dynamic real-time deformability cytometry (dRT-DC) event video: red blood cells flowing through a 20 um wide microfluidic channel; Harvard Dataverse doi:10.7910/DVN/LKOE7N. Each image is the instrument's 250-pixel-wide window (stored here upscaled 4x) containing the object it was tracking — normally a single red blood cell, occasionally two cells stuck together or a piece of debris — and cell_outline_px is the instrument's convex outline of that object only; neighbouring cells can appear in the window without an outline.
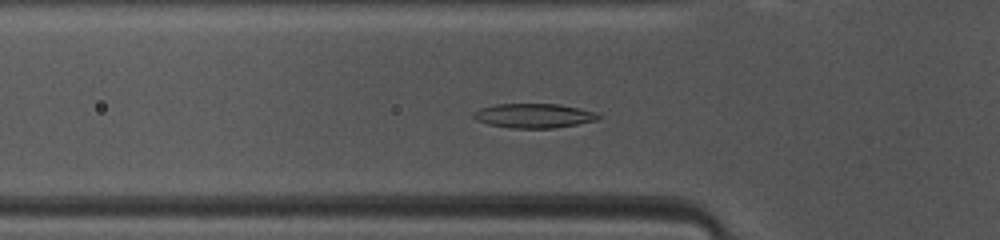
{"species": "common noctule bat (a hibernating species)", "species_latin": "Nyctalus noctula", "temperature_condition": "warm", "stored_images_in_passage": 38, "camera_frame_rate_fps": 3000, "um_per_image_px": 0.085, "animal": {"sex": "female", "body_mass_g": 10.0, "forearm_length_mm": 53.1}, "frame": {"image": 1, "passage_image": 5, "time_ms": 1.333, "image_size_px": [1000, 240], "cell_outline_px": [[600, 116], [596, 120], [576, 124], [552, 128], [512, 128], [488, 124], [476, 120], [472, 116], [472, 112], [480, 108], [496, 104], [560, 104], [596, 112]], "centroid_in_image_um": [45.33, 9.83], "position_along_channel_um": 80.5, "area_um2": 17.63}}
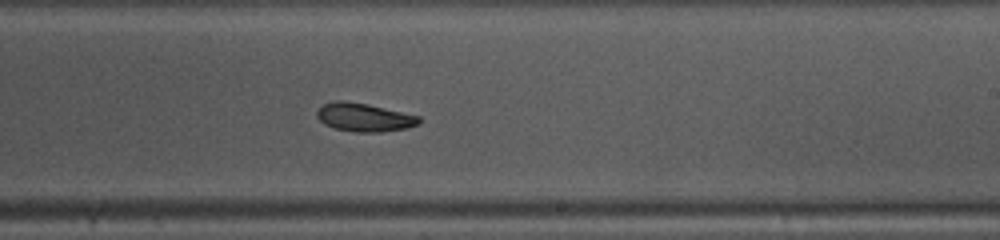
{"frame": {"image": 2, "passage_image": 18, "time_ms": 5.667, "image_size_px": [1000, 240], "cell_outline_px": [[420, 124], [408, 128], [380, 132], [352, 132], [336, 128], [324, 124], [316, 116], [316, 112], [324, 104], [332, 100], [340, 100], [368, 104], [420, 116]], "centroid_in_image_um": [30.96, 9.97], "position_along_channel_um": 258.0, "area_um2": 16.94}}
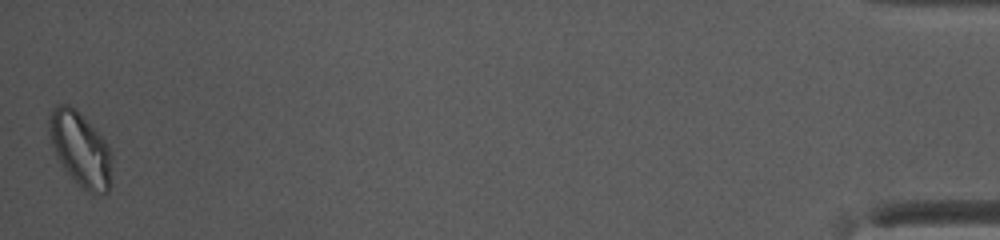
{"frame": {"image": 3, "passage_image": 38, "time_ms": 12.333, "image_size_px": [1000, 240], "cell_outline_px": [[112, 184], [108, 192], [88, 192], [80, 188], [64, 168], [56, 156], [52, 144], [48, 128], [48, 120], [52, 108], [60, 104], [68, 104], [76, 108], [108, 144], [112, 152]], "centroid_in_image_um": [6.86, 12.68], "position_along_channel_um": 428.3, "area_um2": 27.4}, "authors_computed_cell_mechanics": {"area_um2": 17.2244, "velocity_mm_per_s": 4.0798, "shape_relaxation_time_tau1_ms": 6.9677, "shape_relaxation_time_tau2_ms": null, "deformation_change_tau1": 0.172, "deformation_change_tau2": null}}